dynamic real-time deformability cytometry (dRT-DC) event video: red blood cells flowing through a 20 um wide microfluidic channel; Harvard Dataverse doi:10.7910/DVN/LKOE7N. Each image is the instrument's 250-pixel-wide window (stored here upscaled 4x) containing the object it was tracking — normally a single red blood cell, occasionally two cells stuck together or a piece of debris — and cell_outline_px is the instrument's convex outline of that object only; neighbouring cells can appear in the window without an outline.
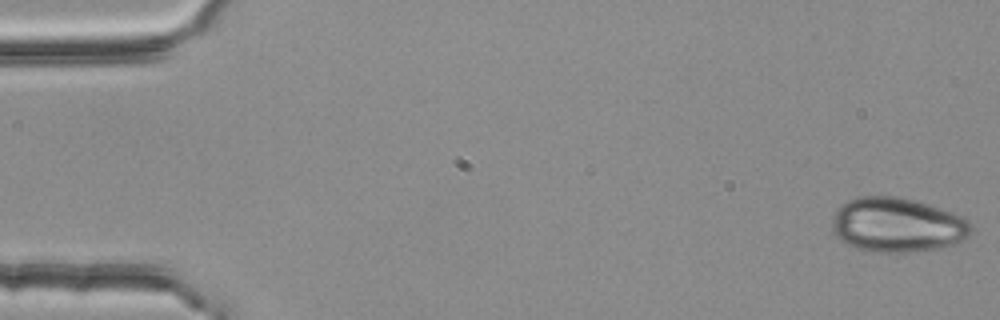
{"species": "common noctule bat (a hibernating species)", "species_latin": "Nyctalus noctula", "temperature_condition": "room temperature", "stored_images_in_passage": 52, "camera_frame_rate_fps": 3000, "um_per_image_px": 0.085, "animal": {"sex": "female", "body_mass_g": 25.1}, "frame": {"image": 1, "passage_image": 1, "time_ms": 0.0, "image_size_px": [1000, 320], "cell_outline_px": [[976, 228], [964, 240], [940, 248], [908, 252], [872, 252], [848, 244], [840, 240], [836, 236], [832, 228], [832, 220], [836, 208], [840, 204], [856, 196], [896, 196], [916, 200], [960, 216], [968, 220]], "centroid_in_image_um": [76.26, 19.11], "position_along_channel_um": 8.7, "area_um2": 44.33}}
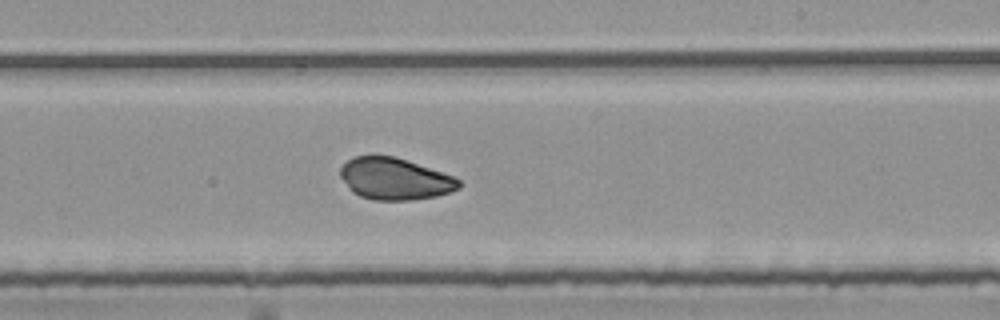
{"frame": {"image": 2, "passage_image": 32, "time_ms": 10.333, "image_size_px": [1000, 320], "cell_outline_px": [[460, 188], [436, 196], [408, 200], [376, 200], [360, 196], [352, 192], [348, 188], [340, 176], [340, 168], [348, 160], [356, 156], [392, 156], [452, 176], [460, 180]], "centroid_in_image_um": [33.51, 15.22], "position_along_channel_um": 255.5, "area_um2": 28.26}}
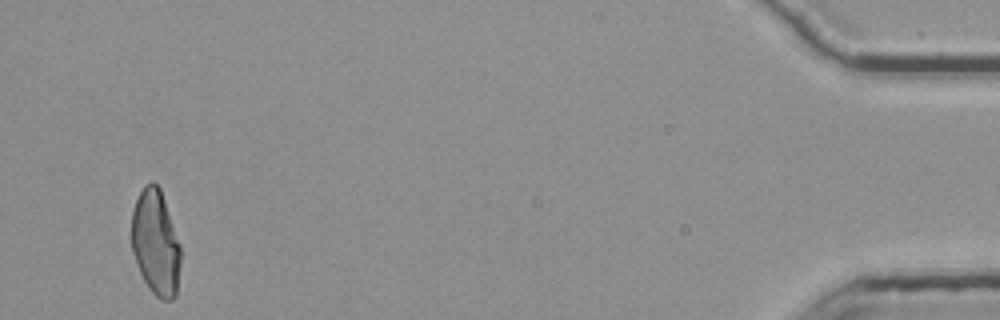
{"frame": {"image": 3, "passage_image": 52, "time_ms": 17.0, "image_size_px": [1000, 320], "cell_outline_px": [[180, 264], [176, 296], [172, 300], [160, 300], [148, 288], [136, 264], [132, 248], [132, 208], [144, 184], [152, 180], [160, 188], [180, 244]], "centroid_in_image_um": [13.23, 20.64], "position_along_channel_um": 422.0, "area_um2": 30.17}}